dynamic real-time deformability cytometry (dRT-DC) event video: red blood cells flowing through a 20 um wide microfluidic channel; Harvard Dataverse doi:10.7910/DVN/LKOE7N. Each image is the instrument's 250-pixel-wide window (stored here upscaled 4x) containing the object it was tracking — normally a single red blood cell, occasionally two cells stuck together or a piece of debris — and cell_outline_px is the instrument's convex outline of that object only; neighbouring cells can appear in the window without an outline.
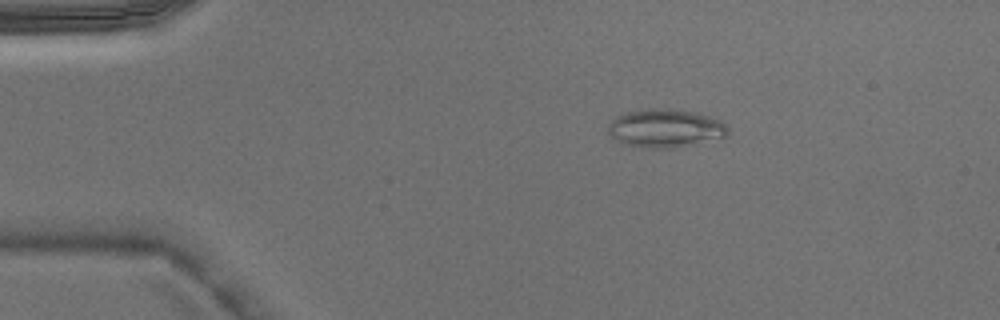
{"species": "Egyptian fruit bat (a non-hibernating species)", "species_latin": "Rousettus aegyptiacus", "temperature_condition": "warm", "stored_images_in_passage": 3, "camera_frame_rate_fps": 3000, "um_per_image_px": 0.085, "animal": {"sex": "male"}, "frame": {"image": 1, "passage_image": 1, "time_ms": 0.0, "image_size_px": [1000, 320], "cell_outline_px": [[728, 136], [668, 148], [644, 148], [624, 144], [616, 140], [608, 132], [608, 124], [616, 116], [624, 112], [640, 108], [676, 108], [700, 112], [720, 120], [728, 128]], "centroid_in_image_um": [56.52, 10.86], "position_along_channel_um": 28.5, "area_um2": 27.05}}